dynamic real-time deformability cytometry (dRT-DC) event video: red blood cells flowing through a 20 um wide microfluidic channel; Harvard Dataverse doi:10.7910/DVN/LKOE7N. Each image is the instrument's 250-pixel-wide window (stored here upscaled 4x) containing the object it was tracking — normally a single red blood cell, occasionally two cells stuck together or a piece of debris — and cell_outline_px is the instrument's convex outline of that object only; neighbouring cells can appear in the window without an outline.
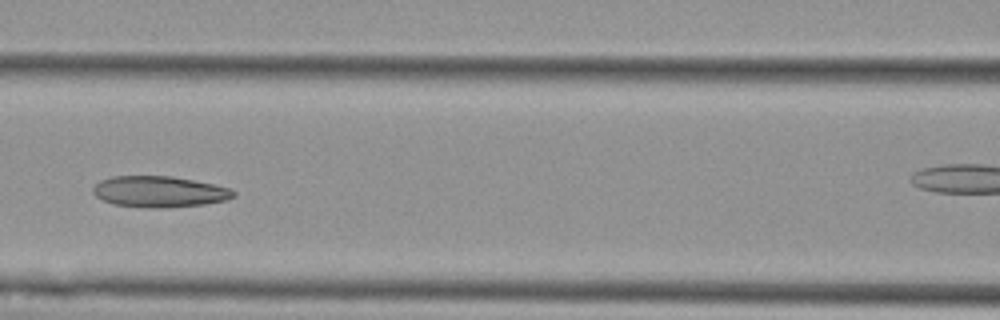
{"species": "Egyptian fruit bat (a non-hibernating species)", "species_latin": "Rousettus aegyptiacus", "temperature_condition": "cold", "stored_images_in_passage": 10, "camera_frame_rate_fps": 3000, "um_per_image_px": 0.085, "animal": {"sex": "female"}, "frame": {"image": 1, "passage_image": 7, "time_ms": 7.0, "image_size_px": [1000, 320], "cell_outline_px": [[236, 196], [228, 200], [204, 204], [168, 208], [152, 208], [112, 204], [96, 196], [92, 192], [92, 188], [100, 180], [112, 176], [172, 176], [212, 184], [228, 188], [236, 192]], "centroid_in_image_um": [13.54, 16.3], "position_along_channel_um": 153.1, "area_um2": 25.49}}
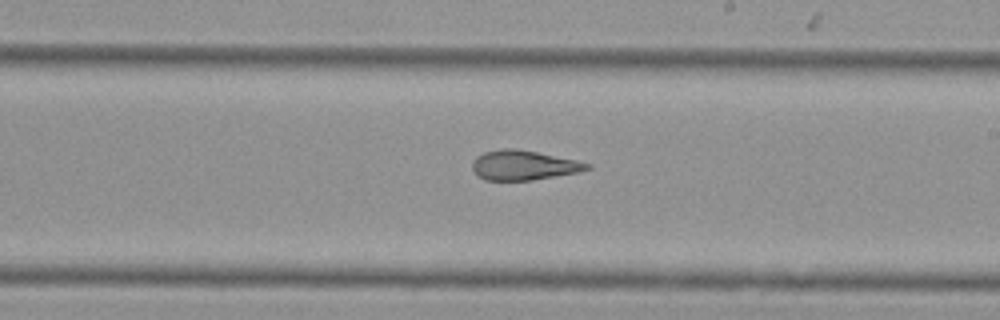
{"frame": {"image": 2, "passage_image": 10, "time_ms": 11.333, "image_size_px": [1000, 320], "cell_outline_px": [[592, 168], [580, 172], [532, 180], [484, 180], [476, 176], [472, 168], [472, 160], [476, 156], [484, 152], [504, 148], [516, 148], [576, 160], [592, 164]], "centroid_in_image_um": [44.49, 14.05], "position_along_channel_um": 244.5, "area_um2": 20.0}}